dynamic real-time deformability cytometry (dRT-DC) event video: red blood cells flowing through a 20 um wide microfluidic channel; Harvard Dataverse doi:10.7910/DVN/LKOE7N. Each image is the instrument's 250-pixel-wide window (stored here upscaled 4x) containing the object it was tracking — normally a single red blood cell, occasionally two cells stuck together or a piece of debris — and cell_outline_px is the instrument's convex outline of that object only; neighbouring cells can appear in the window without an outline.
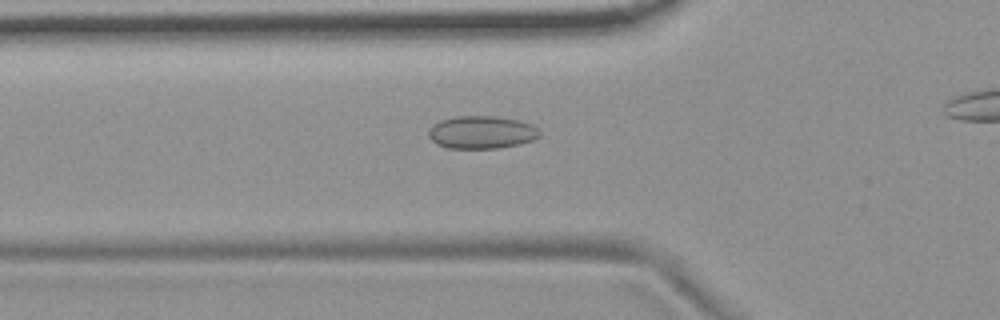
{"species": "common noctule bat (a hibernating species)", "species_latin": "Nyctalus noctula", "temperature_condition": "room temperature", "stored_images_in_passage": 45, "camera_frame_rate_fps": 3000, "um_per_image_px": 0.085, "animal": {"sex": "female", "body_mass_g": 19.9}, "frame": {"image": 1, "passage_image": 19, "time_ms": 6.0, "image_size_px": [1000, 320], "cell_outline_px": [[540, 136], [532, 140], [520, 144], [500, 148], [448, 148], [436, 144], [428, 136], [428, 132], [432, 124], [440, 120], [456, 116], [492, 116], [516, 120], [532, 124], [540, 132]], "centroid_in_image_um": [40.91, 11.25], "position_along_channel_um": 84.9, "area_um2": 21.21}}
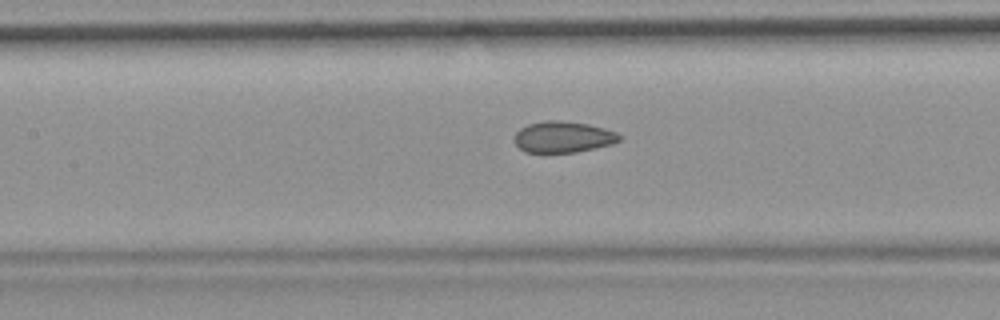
{"frame": {"image": 2, "passage_image": 25, "time_ms": 8.0, "image_size_px": [1000, 320], "cell_outline_px": [[624, 136], [620, 140], [612, 144], [576, 152], [524, 152], [516, 144], [516, 132], [520, 128], [528, 124], [544, 120], [556, 120], [588, 124], [604, 128], [616, 132]], "centroid_in_image_um": [47.89, 11.63], "position_along_channel_um": 159.5, "area_um2": 19.02}}
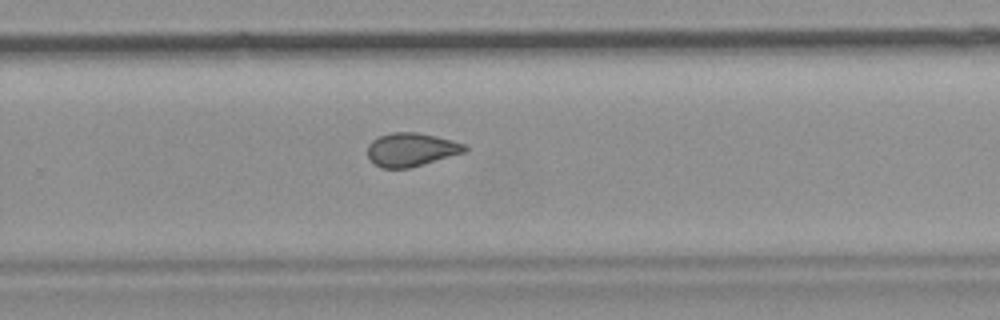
{"frame": {"image": 3, "passage_image": 36, "time_ms": 11.667, "image_size_px": [1000, 320], "cell_outline_px": [[468, 148], [464, 152], [408, 168], [384, 168], [376, 164], [368, 156], [368, 144], [372, 140], [380, 136], [392, 132], [420, 132], [452, 140], [464, 144]], "centroid_in_image_um": [34.94, 12.69], "position_along_channel_um": 294.9, "area_um2": 18.67}}